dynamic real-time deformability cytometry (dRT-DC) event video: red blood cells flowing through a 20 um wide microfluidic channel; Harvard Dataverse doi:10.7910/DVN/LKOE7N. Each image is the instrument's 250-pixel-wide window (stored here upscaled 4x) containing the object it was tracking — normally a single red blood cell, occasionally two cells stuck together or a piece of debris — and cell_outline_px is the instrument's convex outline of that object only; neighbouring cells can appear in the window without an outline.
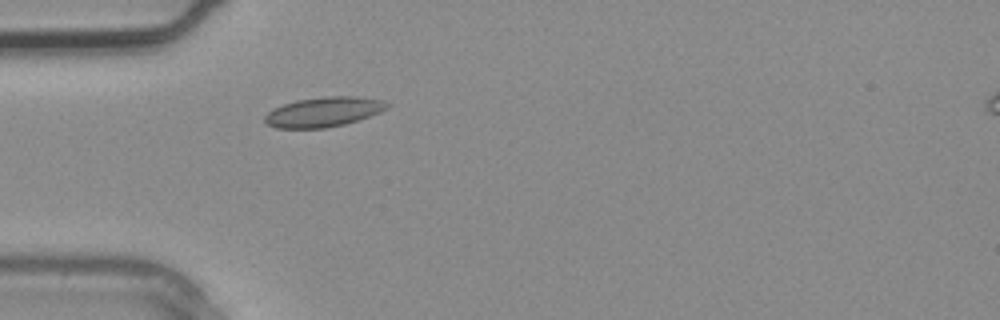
{"species": "common noctule bat (a hibernating species)", "species_latin": "Nyctalus noctula", "temperature_condition": "warm", "stored_images_in_passage": 2, "camera_frame_rate_fps": 3000, "um_per_image_px": 0.085, "animal": {"sex": "male", "body_mass_g": 20.4}, "frame": {"image": 1, "passage_image": 2, "time_ms": 0.333, "image_size_px": [1000, 320], "cell_outline_px": [[392, 104], [388, 108], [380, 112], [344, 124], [324, 128], [276, 128], [268, 124], [264, 120], [264, 116], [272, 108], [296, 100], [328, 96], [356, 96], [384, 100]], "centroid_in_image_um": [27.51, 9.5], "position_along_channel_um": 57.5, "area_um2": 21.21}}